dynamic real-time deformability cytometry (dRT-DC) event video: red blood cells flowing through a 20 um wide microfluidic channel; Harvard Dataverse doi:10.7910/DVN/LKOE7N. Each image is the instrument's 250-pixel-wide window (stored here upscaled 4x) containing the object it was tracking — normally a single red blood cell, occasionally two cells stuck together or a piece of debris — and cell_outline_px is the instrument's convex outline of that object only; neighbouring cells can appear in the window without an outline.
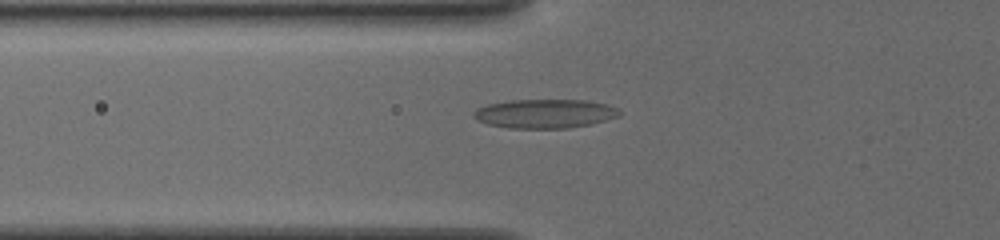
{"species": "common noctule bat (a hibernating species)", "species_latin": "Nyctalus noctula", "temperature_condition": "cold", "stored_images_in_passage": 36, "camera_frame_rate_fps": 3000, "um_per_image_px": 0.085, "animal": {"sex": "female", "body_mass_g": 19.5, "forearm_length_mm": 54.1}, "frame": {"image": 1, "passage_image": 3, "time_ms": 0.667, "image_size_px": [1000, 240], "cell_outline_px": [[620, 112], [616, 116], [604, 120], [588, 124], [568, 128], [508, 128], [488, 124], [472, 116], [476, 108], [488, 104], [512, 100], [584, 100], [604, 104], [616, 108]], "centroid_in_image_um": [46.25, 9.66], "position_along_channel_um": 79.6, "area_um2": 24.16}}
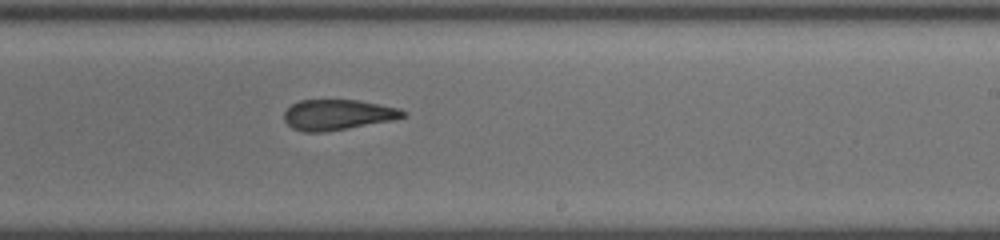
{"frame": {"image": 2, "passage_image": 17, "time_ms": 5.333, "image_size_px": [1000, 240], "cell_outline_px": [[408, 112], [404, 116], [392, 120], [324, 132], [304, 132], [292, 128], [284, 120], [284, 112], [292, 104], [300, 100], [356, 100], [400, 108]], "centroid_in_image_um": [28.69, 9.75], "position_along_channel_um": 260.3, "area_um2": 20.92}}
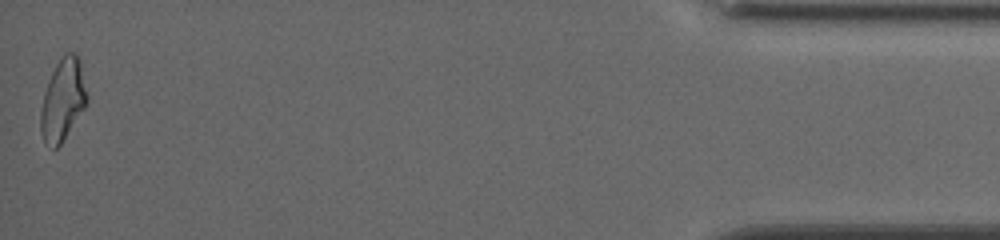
{"frame": {"image": 3, "passage_image": 36, "time_ms": 11.667, "image_size_px": [1000, 240], "cell_outline_px": [[88, 96], [84, 108], [60, 144], [56, 148], [52, 148], [44, 140], [40, 132], [40, 112], [44, 92], [48, 80], [56, 64], [64, 52], [76, 52], [80, 60]], "centroid_in_image_um": [5.33, 8.44], "position_along_channel_um": 429.9, "area_um2": 21.96}, "authors_computed_cell_mechanics": {"area_um2": 21.5883, "velocity_mm_per_s": 3.8866, "shape_relaxation_time_tau1_ms": null, "shape_relaxation_time_tau2_ms": 2.8378, "deformation_change_tau1": null, "deformation_change_tau2": 0.1012}}